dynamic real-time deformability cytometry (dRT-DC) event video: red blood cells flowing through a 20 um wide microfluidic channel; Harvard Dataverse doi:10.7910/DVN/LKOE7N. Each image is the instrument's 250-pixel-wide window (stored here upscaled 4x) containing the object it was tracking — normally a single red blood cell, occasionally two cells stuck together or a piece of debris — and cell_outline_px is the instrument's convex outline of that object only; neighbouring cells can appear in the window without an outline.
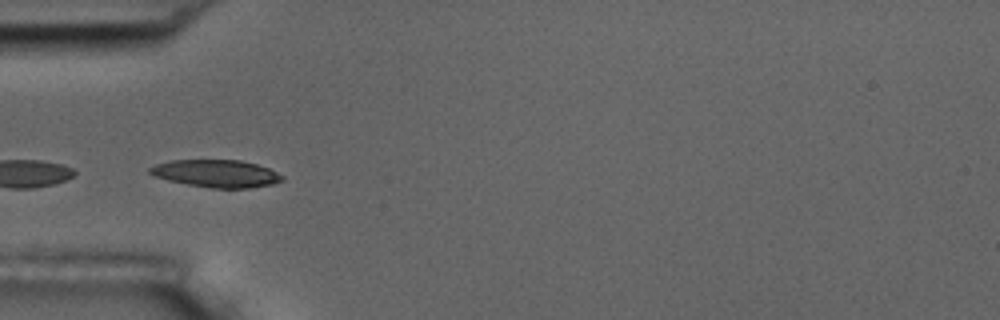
{"species": "common noctule bat (a hibernating species)", "species_latin": "Nyctalus noctula", "temperature_condition": "room temperature", "stored_images_in_passage": 5, "camera_frame_rate_fps": 3000, "um_per_image_px": 0.085, "animal": {"sex": "male", "body_mass_g": 17.5, "forearm_length_mm": 52.3}, "frame": {"image": 1, "passage_image": 1, "time_ms": 0.0, "image_size_px": [1000, 320], "cell_outline_px": [[284, 180], [272, 184], [248, 188], [212, 188], [188, 184], [168, 180], [156, 176], [148, 172], [148, 168], [156, 164], [172, 160], [240, 160], [256, 164], [268, 168], [284, 176]], "centroid_in_image_um": [18.4, 14.74], "position_along_channel_um": 66.6, "area_um2": 21.04}}